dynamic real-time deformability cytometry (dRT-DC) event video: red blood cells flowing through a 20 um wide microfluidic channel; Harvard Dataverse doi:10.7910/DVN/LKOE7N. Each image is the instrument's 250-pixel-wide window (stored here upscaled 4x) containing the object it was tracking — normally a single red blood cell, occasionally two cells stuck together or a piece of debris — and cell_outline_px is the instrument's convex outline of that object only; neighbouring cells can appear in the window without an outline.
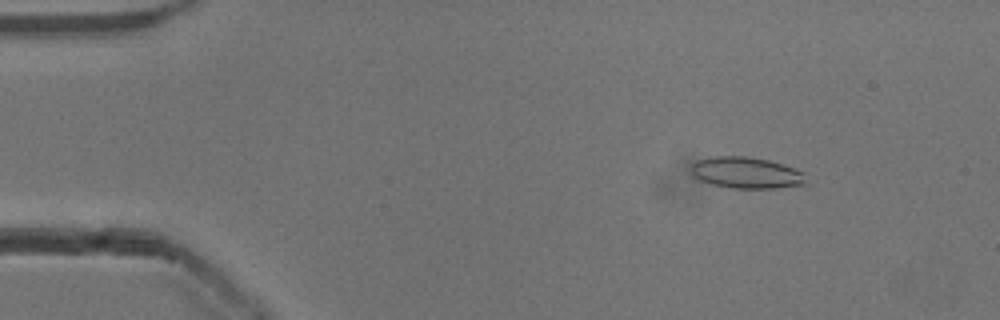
{"species": "common noctule bat (a hibernating species)", "species_latin": "Nyctalus noctula", "temperature_condition": "cold", "stored_images_in_passage": 53, "camera_frame_rate_fps": 3000, "um_per_image_px": 0.085, "animal": {"sex": "male", "body_mass_g": 13.3}, "frame": {"image": 1, "passage_image": 7, "time_ms": 2.0, "image_size_px": [1000, 320], "cell_outline_px": [[808, 184], [776, 188], [732, 188], [712, 184], [700, 180], [692, 176], [692, 164], [696, 160], [712, 156], [744, 156], [768, 160], [784, 164], [804, 172]], "centroid_in_image_um": [63.46, 14.68], "position_along_channel_um": 21.5, "area_um2": 21.15}}
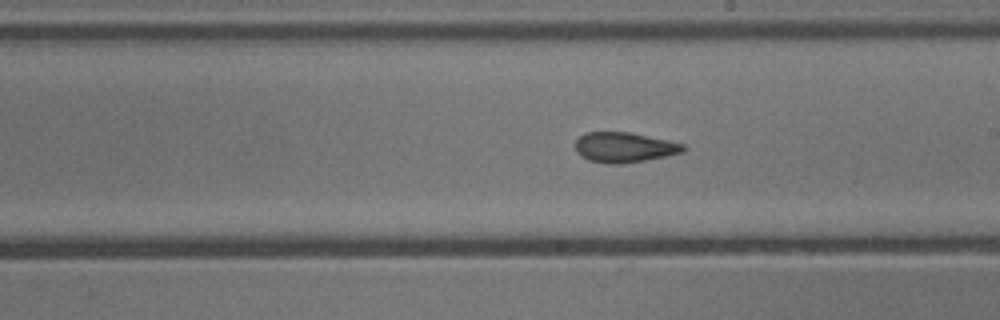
{"frame": {"image": 2, "passage_image": 30, "time_ms": 9.667, "image_size_px": [1000, 320], "cell_outline_px": [[688, 148], [684, 152], [644, 160], [620, 164], [608, 164], [588, 160], [580, 156], [576, 152], [576, 140], [584, 132], [628, 132], [668, 140], [684, 144]], "centroid_in_image_um": [53.05, 12.52], "position_along_channel_um": 235.9, "area_um2": 18.96}}
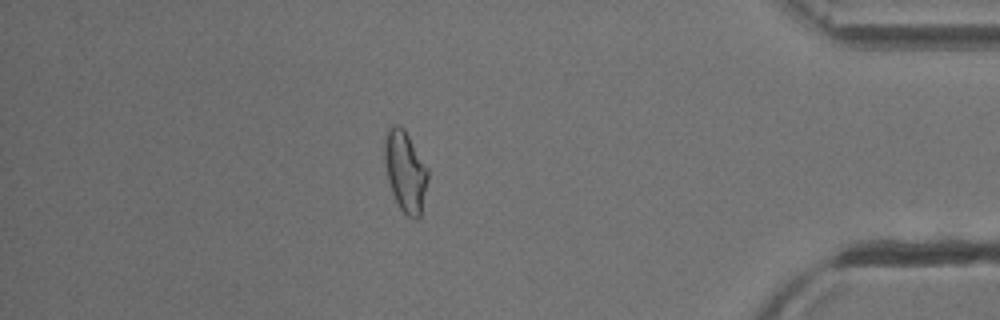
{"frame": {"image": 3, "passage_image": 46, "time_ms": 15.0, "image_size_px": [1000, 320], "cell_outline_px": [[428, 180], [420, 216], [416, 220], [408, 216], [400, 208], [392, 192], [388, 180], [384, 164], [384, 132], [388, 124], [396, 124], [404, 128], [428, 168]], "centroid_in_image_um": [34.42, 14.5], "position_along_channel_um": 400.8, "area_um2": 20.69}, "authors_computed_cell_mechanics": {"area_um2": 19.9988, "velocity_mm_per_s": 3.8644, "shape_relaxation_time_tau1_ms": null, "shape_relaxation_time_tau2_ms": 2.1795, "deformation_change_tau1": null, "deformation_change_tau2": 0.0893}}